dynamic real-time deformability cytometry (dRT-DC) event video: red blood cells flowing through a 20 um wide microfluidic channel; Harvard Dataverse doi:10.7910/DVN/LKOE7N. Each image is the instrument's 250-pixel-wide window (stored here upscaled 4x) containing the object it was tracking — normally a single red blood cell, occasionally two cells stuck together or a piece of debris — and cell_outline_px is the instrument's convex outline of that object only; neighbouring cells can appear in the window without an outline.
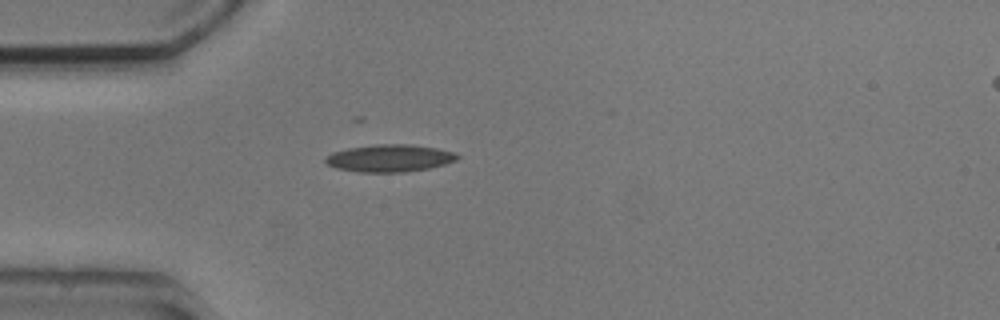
{"species": "common noctule bat (a hibernating species)", "species_latin": "Nyctalus noctula", "temperature_condition": "cold", "stored_images_in_passage": 2, "camera_frame_rate_fps": 3000, "um_per_image_px": 0.085, "animal": {"sex": "male", "body_mass_g": 20.5, "forearm_length_mm": 52.5}, "frame": {"image": 1, "passage_image": 1, "time_ms": 0.0, "image_size_px": [1000, 320], "cell_outline_px": [[460, 156], [456, 160], [444, 164], [428, 168], [404, 172], [360, 172], [336, 168], [328, 164], [324, 160], [332, 152], [348, 148], [376, 144], [408, 144], [436, 148], [456, 152]], "centroid_in_image_um": [33.13, 13.44], "position_along_channel_um": 51.9, "area_um2": 20.87}}